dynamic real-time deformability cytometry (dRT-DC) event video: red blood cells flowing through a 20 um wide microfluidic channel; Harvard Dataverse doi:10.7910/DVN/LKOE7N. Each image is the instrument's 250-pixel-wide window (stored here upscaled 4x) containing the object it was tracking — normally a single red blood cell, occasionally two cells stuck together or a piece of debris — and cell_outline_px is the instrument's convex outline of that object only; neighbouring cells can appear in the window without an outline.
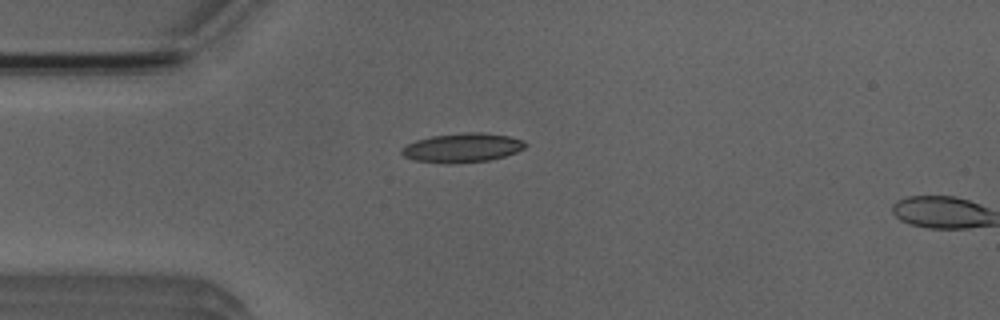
{"species": "Egyptian fruit bat (a non-hibernating species)", "species_latin": "Rousettus aegyptiacus", "temperature_condition": "room temperature", "stored_images_in_passage": 2, "camera_frame_rate_fps": 3000, "um_per_image_px": 0.085, "animal": {"sex": "male"}, "frame": {"image": 1, "passage_image": 1, "time_ms": 0.0, "image_size_px": [1000, 320], "cell_outline_px": [[528, 144], [524, 148], [516, 152], [504, 156], [488, 160], [412, 160], [404, 156], [400, 152], [400, 148], [416, 140], [432, 136], [464, 132], [484, 132], [508, 136], [524, 140]], "centroid_in_image_um": [39.34, 12.49], "position_along_channel_um": 45.7, "area_um2": 20.0}}